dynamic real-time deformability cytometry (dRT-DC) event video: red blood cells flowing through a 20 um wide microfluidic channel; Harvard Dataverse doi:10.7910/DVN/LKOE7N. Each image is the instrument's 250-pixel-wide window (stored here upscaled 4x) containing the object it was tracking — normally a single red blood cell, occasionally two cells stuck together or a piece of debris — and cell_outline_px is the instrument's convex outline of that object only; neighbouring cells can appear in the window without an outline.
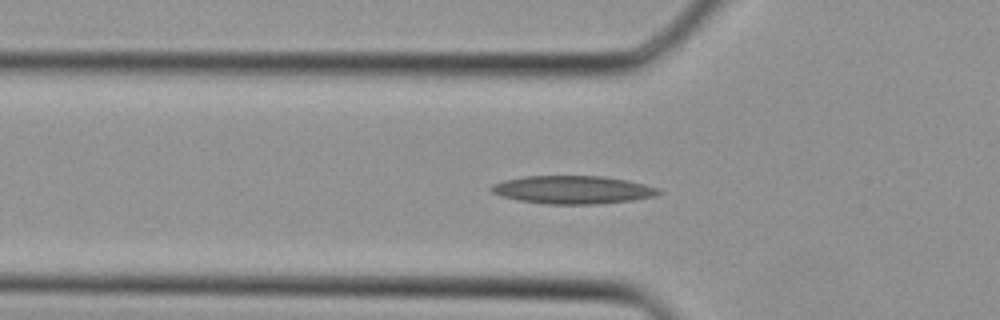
{"species": "Egyptian fruit bat (a non-hibernating species)", "species_latin": "Rousettus aegyptiacus", "temperature_condition": "cold", "stored_images_in_passage": 28, "camera_frame_rate_fps": 3000, "um_per_image_px": 0.085, "animal": {"sex": "female"}, "frame": {"image": 1, "passage_image": 4, "time_ms": 1.0, "image_size_px": [1000, 320], "cell_outline_px": [[660, 192], [652, 196], [632, 200], [596, 204], [548, 204], [516, 200], [500, 196], [492, 192], [488, 188], [492, 184], [504, 180], [524, 176], [600, 176], [624, 180], [644, 184], [656, 188]], "centroid_in_image_um": [48.57, 16.13], "position_along_channel_um": 77.2, "area_um2": 27.11}}
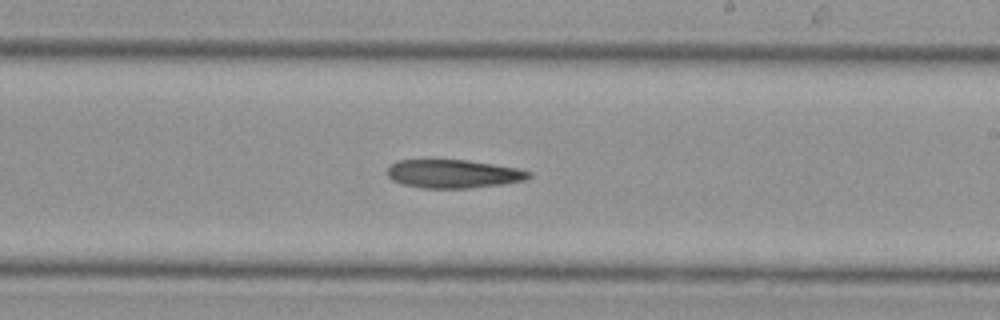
{"frame": {"image": 2, "passage_image": 13, "time_ms": 4.0, "image_size_px": [1000, 320], "cell_outline_px": [[532, 176], [524, 180], [500, 184], [468, 188], [424, 188], [404, 184], [392, 180], [388, 176], [388, 168], [396, 160], [468, 160], [516, 168], [532, 172]], "centroid_in_image_um": [38.53, 14.77], "position_along_channel_um": 250.5, "area_um2": 23.18}}
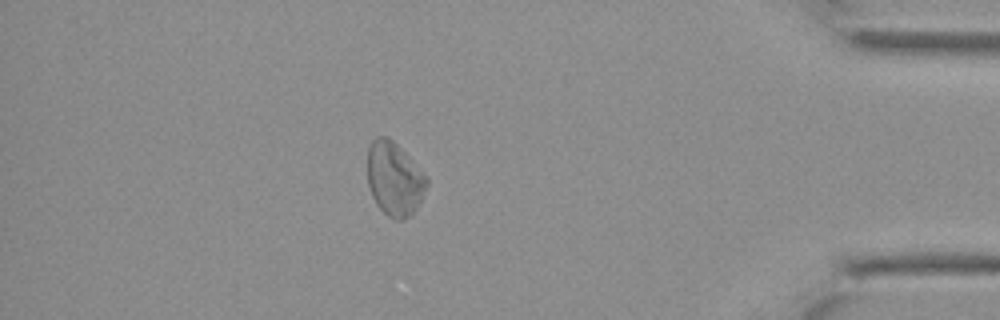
{"frame": {"image": 3, "passage_image": 23, "time_ms": 7.333, "image_size_px": [1000, 320], "cell_outline_px": [[428, 184], [416, 208], [404, 220], [396, 220], [388, 216], [376, 204], [372, 196], [368, 184], [368, 148], [372, 140], [376, 136], [388, 136], [404, 152], [428, 180]], "centroid_in_image_um": [33.49, 15.2], "position_along_channel_um": 401.7, "area_um2": 24.97}}